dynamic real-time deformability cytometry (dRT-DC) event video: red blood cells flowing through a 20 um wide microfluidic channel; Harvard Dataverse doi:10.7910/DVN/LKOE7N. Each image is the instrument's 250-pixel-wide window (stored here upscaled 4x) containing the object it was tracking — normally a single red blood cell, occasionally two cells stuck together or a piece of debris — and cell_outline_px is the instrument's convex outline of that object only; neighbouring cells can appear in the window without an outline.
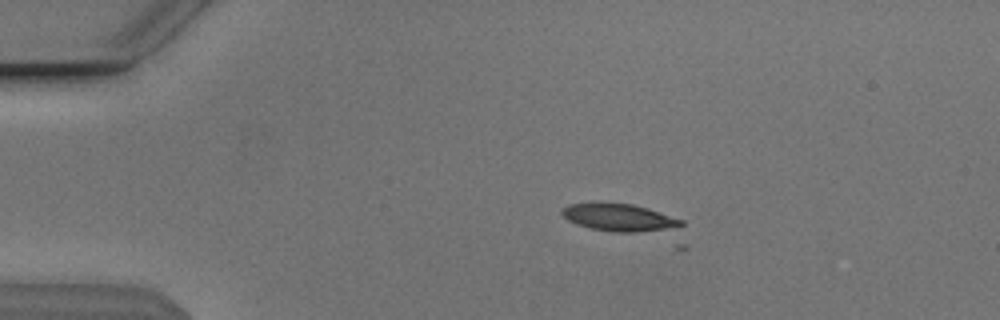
{"species": "Egyptian fruit bat (a non-hibernating species)", "species_latin": "Rousettus aegyptiacus", "temperature_condition": "cold", "stored_images_in_passage": 3, "camera_frame_rate_fps": 3000, "um_per_image_px": 0.085, "animal": {"sex": "male"}, "frame": {"image": 1, "passage_image": 1, "time_ms": 0.0, "image_size_px": [1000, 320], "cell_outline_px": [[684, 224], [676, 228], [636, 232], [612, 232], [592, 228], [576, 224], [568, 220], [560, 212], [568, 204], [632, 204], [648, 208], [684, 220]], "centroid_in_image_um": [52.68, 18.51], "position_along_channel_um": 32.3, "area_um2": 18.61}}